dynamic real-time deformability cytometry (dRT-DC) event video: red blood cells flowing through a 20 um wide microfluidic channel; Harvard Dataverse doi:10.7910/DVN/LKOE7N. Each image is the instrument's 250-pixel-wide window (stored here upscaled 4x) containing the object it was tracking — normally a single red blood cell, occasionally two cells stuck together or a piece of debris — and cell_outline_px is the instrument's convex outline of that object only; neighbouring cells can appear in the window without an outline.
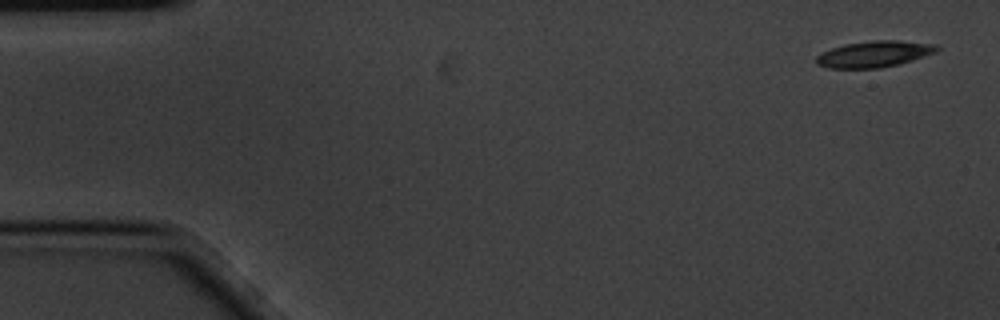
{"species": "common noctule bat (a hibernating species)", "species_latin": "Nyctalus noctula", "temperature_condition": "cold", "stored_images_in_passage": 6, "segment_of_instrument_passage": [1, 2], "camera_frame_rate_fps": 3000, "um_per_image_px": 0.085, "animal": {"sex": "male", "body_mass_g": 20.1, "forearm_length_mm": 53.5}, "frame": {"image": 1, "passage_image": 1, "time_ms": 0.0, "image_size_px": [1000, 320], "cell_outline_px": [[940, 48], [936, 52], [900, 64], [880, 68], [828, 68], [816, 64], [816, 56], [832, 48], [844, 44], [872, 40], [896, 40], [940, 44]], "centroid_in_image_um": [74.35, 4.59], "position_along_channel_um": 10.7, "area_um2": 18.55}}
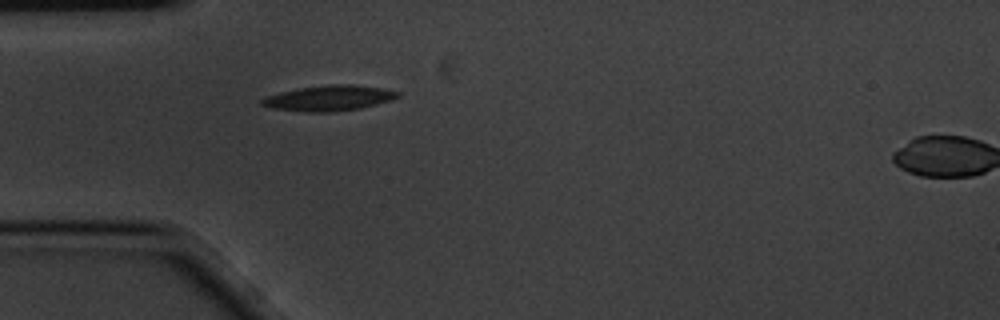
{"frame": {"image": 2, "passage_image": 5, "time_ms": 1.333, "image_size_px": [1000, 320], "cell_outline_px": [[400, 96], [392, 100], [360, 108], [328, 112], [304, 112], [272, 108], [260, 104], [260, 100], [264, 96], [296, 88], [332, 84], [352, 84], [380, 88], [400, 92]], "centroid_in_image_um": [27.92, 8.33], "position_along_channel_um": 57.1, "area_um2": 20.17}}